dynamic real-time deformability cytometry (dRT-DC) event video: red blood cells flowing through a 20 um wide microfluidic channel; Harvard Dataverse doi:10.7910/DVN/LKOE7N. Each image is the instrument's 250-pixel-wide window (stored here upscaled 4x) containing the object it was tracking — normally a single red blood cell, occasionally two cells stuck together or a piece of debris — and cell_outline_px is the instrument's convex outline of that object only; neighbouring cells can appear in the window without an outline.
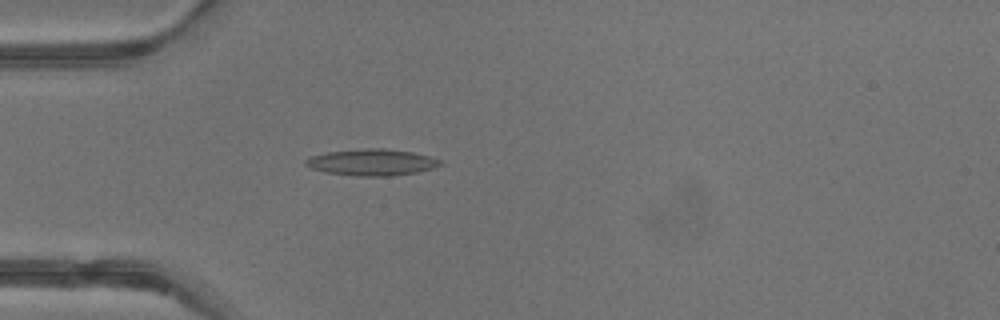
{"species": "common noctule bat (a hibernating species)", "species_latin": "Nyctalus noctula", "temperature_condition": "warm", "stored_images_in_passage": 42, "camera_frame_rate_fps": 3000, "um_per_image_px": 0.085, "animal": {"sex": "male", "body_mass_g": 13.3}, "frame": {"image": 1, "passage_image": 12, "time_ms": 3.667, "image_size_px": [1000, 320], "cell_outline_px": [[444, 164], [432, 168], [416, 172], [392, 176], [360, 176], [328, 172], [312, 168], [304, 164], [304, 160], [312, 156], [328, 152], [368, 148], [384, 148], [412, 152], [444, 160]], "centroid_in_image_um": [31.66, 13.79], "position_along_channel_um": 53.3, "area_um2": 20.58}}
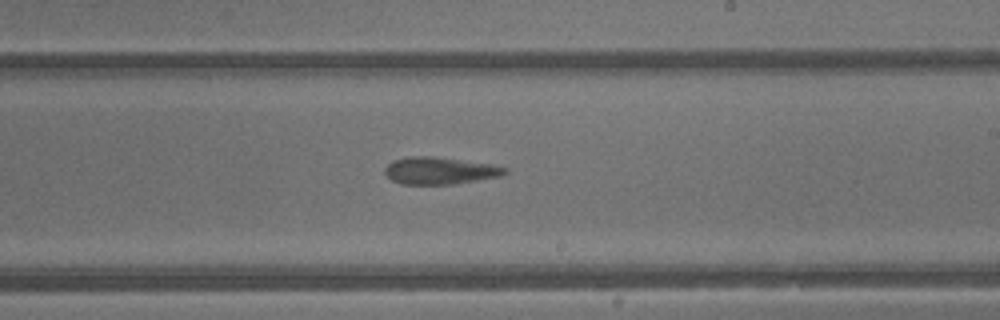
{"frame": {"image": 2, "passage_image": 25, "time_ms": 8.0, "image_size_px": [1000, 320], "cell_outline_px": [[508, 172], [500, 176], [452, 184], [400, 184], [392, 180], [384, 172], [384, 168], [392, 160], [408, 156], [436, 156], [492, 164], [508, 168]], "centroid_in_image_um": [37.37, 14.49], "position_along_channel_um": 251.6, "area_um2": 19.07}}
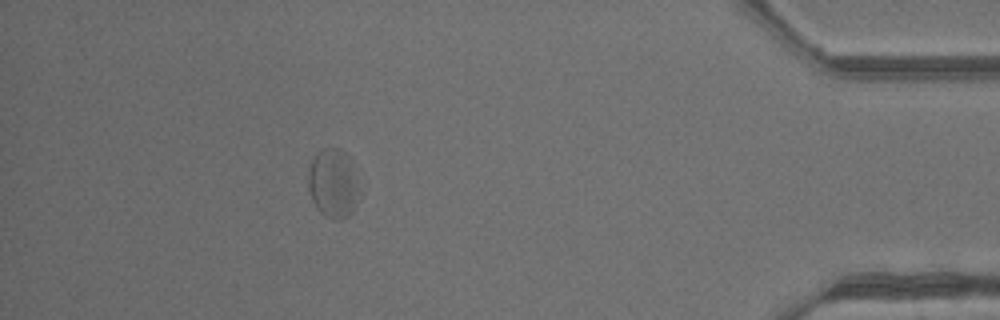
{"frame": {"image": 3, "passage_image": 38, "time_ms": 12.333, "image_size_px": [1000, 320], "cell_outline_px": [[352, 212], [348, 216], [340, 220], [336, 220], [320, 212], [312, 200], [308, 188], [308, 168], [312, 160], [324, 148], [340, 148], [348, 152], [352, 188]], "centroid_in_image_um": [28.17, 15.56], "position_along_channel_um": 407.0, "area_um2": 18.84}, "authors_computed_cell_mechanics": {"area_um2": 19.3919, "velocity_mm_per_s": 4.781, "shape_relaxation_time_tau1_ms": null, "shape_relaxation_time_tau2_ms": 2.5455, "deformation_change_tau1": null, "deformation_change_tau2": 0.1099}}